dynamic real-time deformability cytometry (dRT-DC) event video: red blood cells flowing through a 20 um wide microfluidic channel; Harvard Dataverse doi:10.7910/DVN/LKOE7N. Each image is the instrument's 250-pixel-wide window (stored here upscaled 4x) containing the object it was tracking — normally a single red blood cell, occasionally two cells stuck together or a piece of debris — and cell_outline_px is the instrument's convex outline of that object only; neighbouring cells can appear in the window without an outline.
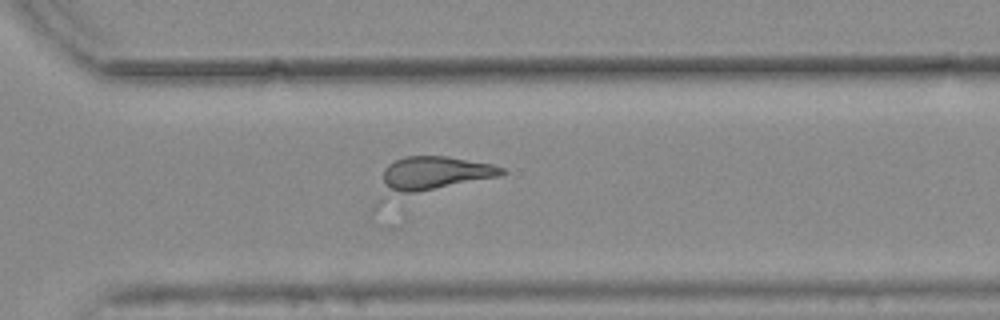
{"species": "common noctule bat (a hibernating species)", "species_latin": "Nyctalus noctula", "temperature_condition": "warm", "stored_images_in_passage": 36, "camera_frame_rate_fps": 3000, "um_per_image_px": 0.085, "animal": {"sex": "female", "body_mass_g": 25.1}, "frame": {"image": 1, "passage_image": 27, "time_ms": 8.667, "image_size_px": [1000, 320], "cell_outline_px": [[508, 172], [500, 176], [412, 192], [388, 192], [384, 180], [384, 168], [388, 164], [404, 156], [448, 156], [492, 164], [504, 168]], "centroid_in_image_um": [37.0, 14.68], "position_along_channel_um": 333.6, "area_um2": 22.66}}
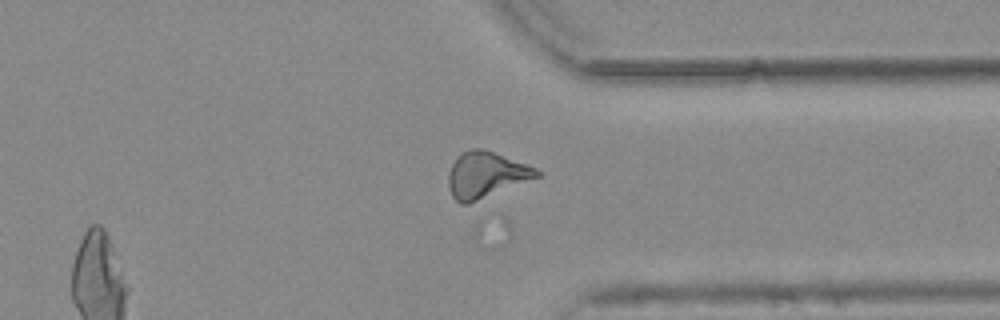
{"frame": {"image": 2, "passage_image": 30, "time_ms": 9.667, "image_size_px": [1000, 320], "cell_outline_px": [[540, 176], [468, 204], [460, 204], [452, 196], [448, 188], [448, 172], [452, 164], [464, 152], [472, 148], [480, 148], [528, 164], [536, 168], [540, 172]], "centroid_in_image_um": [41.29, 14.88], "position_along_channel_um": 370.1, "area_um2": 23.35}}